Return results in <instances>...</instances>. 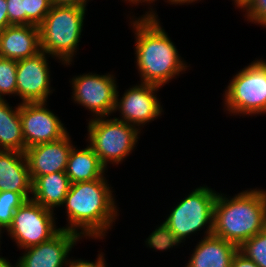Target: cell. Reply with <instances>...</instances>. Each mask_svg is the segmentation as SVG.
<instances>
[{
	"instance_id": "cell-1",
	"label": "cell",
	"mask_w": 266,
	"mask_h": 267,
	"mask_svg": "<svg viewBox=\"0 0 266 267\" xmlns=\"http://www.w3.org/2000/svg\"><path fill=\"white\" fill-rule=\"evenodd\" d=\"M112 188L105 175L71 184L62 205L66 207L68 223L60 228L76 232L83 238L103 240L119 216Z\"/></svg>"
},
{
	"instance_id": "cell-2",
	"label": "cell",
	"mask_w": 266,
	"mask_h": 267,
	"mask_svg": "<svg viewBox=\"0 0 266 267\" xmlns=\"http://www.w3.org/2000/svg\"><path fill=\"white\" fill-rule=\"evenodd\" d=\"M130 19L136 39L135 67L140 82L163 87L188 69L187 62L182 60L177 47L161 27L158 15L134 16Z\"/></svg>"
},
{
	"instance_id": "cell-3",
	"label": "cell",
	"mask_w": 266,
	"mask_h": 267,
	"mask_svg": "<svg viewBox=\"0 0 266 267\" xmlns=\"http://www.w3.org/2000/svg\"><path fill=\"white\" fill-rule=\"evenodd\" d=\"M218 192L208 186L193 189L170 211L163 223L146 238L145 245L156 251L177 247L205 227L204 237L213 234L214 205Z\"/></svg>"
},
{
	"instance_id": "cell-4",
	"label": "cell",
	"mask_w": 266,
	"mask_h": 267,
	"mask_svg": "<svg viewBox=\"0 0 266 267\" xmlns=\"http://www.w3.org/2000/svg\"><path fill=\"white\" fill-rule=\"evenodd\" d=\"M265 189L243 190L232 197L218 193L214 205L213 234L238 248L266 228Z\"/></svg>"
},
{
	"instance_id": "cell-5",
	"label": "cell",
	"mask_w": 266,
	"mask_h": 267,
	"mask_svg": "<svg viewBox=\"0 0 266 267\" xmlns=\"http://www.w3.org/2000/svg\"><path fill=\"white\" fill-rule=\"evenodd\" d=\"M87 8L52 5L38 26L40 49L65 66L72 64L82 31Z\"/></svg>"
},
{
	"instance_id": "cell-6",
	"label": "cell",
	"mask_w": 266,
	"mask_h": 267,
	"mask_svg": "<svg viewBox=\"0 0 266 267\" xmlns=\"http://www.w3.org/2000/svg\"><path fill=\"white\" fill-rule=\"evenodd\" d=\"M87 124V144L108 170V164H121L134 151L141 131L109 116L90 118Z\"/></svg>"
},
{
	"instance_id": "cell-7",
	"label": "cell",
	"mask_w": 266,
	"mask_h": 267,
	"mask_svg": "<svg viewBox=\"0 0 266 267\" xmlns=\"http://www.w3.org/2000/svg\"><path fill=\"white\" fill-rule=\"evenodd\" d=\"M229 81L222 96L223 110L231 116L266 114V73L255 60Z\"/></svg>"
},
{
	"instance_id": "cell-8",
	"label": "cell",
	"mask_w": 266,
	"mask_h": 267,
	"mask_svg": "<svg viewBox=\"0 0 266 267\" xmlns=\"http://www.w3.org/2000/svg\"><path fill=\"white\" fill-rule=\"evenodd\" d=\"M53 210L47 209L34 202L26 200L14 213L11 226L6 231L20 250L41 244L54 235L61 228L56 226Z\"/></svg>"
},
{
	"instance_id": "cell-9",
	"label": "cell",
	"mask_w": 266,
	"mask_h": 267,
	"mask_svg": "<svg viewBox=\"0 0 266 267\" xmlns=\"http://www.w3.org/2000/svg\"><path fill=\"white\" fill-rule=\"evenodd\" d=\"M74 103L91 111L92 118L111 116L115 108L117 79L111 73H84L70 79Z\"/></svg>"
},
{
	"instance_id": "cell-10",
	"label": "cell",
	"mask_w": 266,
	"mask_h": 267,
	"mask_svg": "<svg viewBox=\"0 0 266 267\" xmlns=\"http://www.w3.org/2000/svg\"><path fill=\"white\" fill-rule=\"evenodd\" d=\"M159 89L160 86L140 82L125 90L120 98L117 89L113 114L117 111L121 114L114 118L134 125L141 131L144 125L162 115L163 105L156 94Z\"/></svg>"
},
{
	"instance_id": "cell-11",
	"label": "cell",
	"mask_w": 266,
	"mask_h": 267,
	"mask_svg": "<svg viewBox=\"0 0 266 267\" xmlns=\"http://www.w3.org/2000/svg\"><path fill=\"white\" fill-rule=\"evenodd\" d=\"M46 106L47 102L20 103V119L26 148L59 140L68 133L60 118Z\"/></svg>"
},
{
	"instance_id": "cell-12",
	"label": "cell",
	"mask_w": 266,
	"mask_h": 267,
	"mask_svg": "<svg viewBox=\"0 0 266 267\" xmlns=\"http://www.w3.org/2000/svg\"><path fill=\"white\" fill-rule=\"evenodd\" d=\"M50 55L40 51L32 57L17 61V96L20 103L48 102L53 93L51 71L48 62Z\"/></svg>"
},
{
	"instance_id": "cell-13",
	"label": "cell",
	"mask_w": 266,
	"mask_h": 267,
	"mask_svg": "<svg viewBox=\"0 0 266 267\" xmlns=\"http://www.w3.org/2000/svg\"><path fill=\"white\" fill-rule=\"evenodd\" d=\"M83 238L76 232L61 229L51 239L25 248L19 257L21 267H66L70 252Z\"/></svg>"
},
{
	"instance_id": "cell-14",
	"label": "cell",
	"mask_w": 266,
	"mask_h": 267,
	"mask_svg": "<svg viewBox=\"0 0 266 267\" xmlns=\"http://www.w3.org/2000/svg\"><path fill=\"white\" fill-rule=\"evenodd\" d=\"M69 132L59 140L26 148L31 181L36 177L56 172H65L70 150L74 146Z\"/></svg>"
},
{
	"instance_id": "cell-15",
	"label": "cell",
	"mask_w": 266,
	"mask_h": 267,
	"mask_svg": "<svg viewBox=\"0 0 266 267\" xmlns=\"http://www.w3.org/2000/svg\"><path fill=\"white\" fill-rule=\"evenodd\" d=\"M39 28L35 25H10L0 32V56L21 60L39 53Z\"/></svg>"
},
{
	"instance_id": "cell-16",
	"label": "cell",
	"mask_w": 266,
	"mask_h": 267,
	"mask_svg": "<svg viewBox=\"0 0 266 267\" xmlns=\"http://www.w3.org/2000/svg\"><path fill=\"white\" fill-rule=\"evenodd\" d=\"M20 193L31 199L32 181L25 153L14 150H0V192Z\"/></svg>"
},
{
	"instance_id": "cell-17",
	"label": "cell",
	"mask_w": 266,
	"mask_h": 267,
	"mask_svg": "<svg viewBox=\"0 0 266 267\" xmlns=\"http://www.w3.org/2000/svg\"><path fill=\"white\" fill-rule=\"evenodd\" d=\"M239 248L214 234L199 240L185 267H231Z\"/></svg>"
},
{
	"instance_id": "cell-18",
	"label": "cell",
	"mask_w": 266,
	"mask_h": 267,
	"mask_svg": "<svg viewBox=\"0 0 266 267\" xmlns=\"http://www.w3.org/2000/svg\"><path fill=\"white\" fill-rule=\"evenodd\" d=\"M65 172H56L36 177L32 181L31 199L43 207L55 210L61 207L71 187Z\"/></svg>"
},
{
	"instance_id": "cell-19",
	"label": "cell",
	"mask_w": 266,
	"mask_h": 267,
	"mask_svg": "<svg viewBox=\"0 0 266 267\" xmlns=\"http://www.w3.org/2000/svg\"><path fill=\"white\" fill-rule=\"evenodd\" d=\"M70 150L65 173L72 184L102 178L107 170L100 162L96 153L86 145V148Z\"/></svg>"
},
{
	"instance_id": "cell-20",
	"label": "cell",
	"mask_w": 266,
	"mask_h": 267,
	"mask_svg": "<svg viewBox=\"0 0 266 267\" xmlns=\"http://www.w3.org/2000/svg\"><path fill=\"white\" fill-rule=\"evenodd\" d=\"M0 150L22 153L26 150L20 119V103L12 108L6 99H0Z\"/></svg>"
},
{
	"instance_id": "cell-21",
	"label": "cell",
	"mask_w": 266,
	"mask_h": 267,
	"mask_svg": "<svg viewBox=\"0 0 266 267\" xmlns=\"http://www.w3.org/2000/svg\"><path fill=\"white\" fill-rule=\"evenodd\" d=\"M17 60L0 56V99L5 100L6 95H17Z\"/></svg>"
},
{
	"instance_id": "cell-22",
	"label": "cell",
	"mask_w": 266,
	"mask_h": 267,
	"mask_svg": "<svg viewBox=\"0 0 266 267\" xmlns=\"http://www.w3.org/2000/svg\"><path fill=\"white\" fill-rule=\"evenodd\" d=\"M25 201L26 199L20 193L0 192V227L4 232L11 226L16 209Z\"/></svg>"
},
{
	"instance_id": "cell-23",
	"label": "cell",
	"mask_w": 266,
	"mask_h": 267,
	"mask_svg": "<svg viewBox=\"0 0 266 267\" xmlns=\"http://www.w3.org/2000/svg\"><path fill=\"white\" fill-rule=\"evenodd\" d=\"M239 251L260 267H266V228L245 241Z\"/></svg>"
},
{
	"instance_id": "cell-24",
	"label": "cell",
	"mask_w": 266,
	"mask_h": 267,
	"mask_svg": "<svg viewBox=\"0 0 266 267\" xmlns=\"http://www.w3.org/2000/svg\"><path fill=\"white\" fill-rule=\"evenodd\" d=\"M51 7L50 0H25V25L39 26Z\"/></svg>"
},
{
	"instance_id": "cell-25",
	"label": "cell",
	"mask_w": 266,
	"mask_h": 267,
	"mask_svg": "<svg viewBox=\"0 0 266 267\" xmlns=\"http://www.w3.org/2000/svg\"><path fill=\"white\" fill-rule=\"evenodd\" d=\"M243 12L247 21L266 28V0H252Z\"/></svg>"
},
{
	"instance_id": "cell-26",
	"label": "cell",
	"mask_w": 266,
	"mask_h": 267,
	"mask_svg": "<svg viewBox=\"0 0 266 267\" xmlns=\"http://www.w3.org/2000/svg\"><path fill=\"white\" fill-rule=\"evenodd\" d=\"M9 25H25V0H6Z\"/></svg>"
},
{
	"instance_id": "cell-27",
	"label": "cell",
	"mask_w": 266,
	"mask_h": 267,
	"mask_svg": "<svg viewBox=\"0 0 266 267\" xmlns=\"http://www.w3.org/2000/svg\"><path fill=\"white\" fill-rule=\"evenodd\" d=\"M106 254L104 253H98L97 255V259L92 262V261H88V260H83V259H72L69 257L68 262H67V266L66 267H106L107 263L105 260V256ZM108 267V266H107Z\"/></svg>"
},
{
	"instance_id": "cell-28",
	"label": "cell",
	"mask_w": 266,
	"mask_h": 267,
	"mask_svg": "<svg viewBox=\"0 0 266 267\" xmlns=\"http://www.w3.org/2000/svg\"><path fill=\"white\" fill-rule=\"evenodd\" d=\"M231 267H260V266L251 259L247 258L243 253H241L238 250L232 259Z\"/></svg>"
},
{
	"instance_id": "cell-29",
	"label": "cell",
	"mask_w": 266,
	"mask_h": 267,
	"mask_svg": "<svg viewBox=\"0 0 266 267\" xmlns=\"http://www.w3.org/2000/svg\"><path fill=\"white\" fill-rule=\"evenodd\" d=\"M52 5L56 6H76L87 8L89 0H50Z\"/></svg>"
},
{
	"instance_id": "cell-30",
	"label": "cell",
	"mask_w": 266,
	"mask_h": 267,
	"mask_svg": "<svg viewBox=\"0 0 266 267\" xmlns=\"http://www.w3.org/2000/svg\"><path fill=\"white\" fill-rule=\"evenodd\" d=\"M9 25L6 0H0V32Z\"/></svg>"
},
{
	"instance_id": "cell-31",
	"label": "cell",
	"mask_w": 266,
	"mask_h": 267,
	"mask_svg": "<svg viewBox=\"0 0 266 267\" xmlns=\"http://www.w3.org/2000/svg\"><path fill=\"white\" fill-rule=\"evenodd\" d=\"M122 1H124V3H126V2L129 3V5L132 4V6H134V5L138 6L140 3H141V5H143L142 3H146V5L148 4V6H150V7L148 8V11H146V13L143 15H157V13L154 11V8L150 5L153 2H156L157 0H122Z\"/></svg>"
},
{
	"instance_id": "cell-32",
	"label": "cell",
	"mask_w": 266,
	"mask_h": 267,
	"mask_svg": "<svg viewBox=\"0 0 266 267\" xmlns=\"http://www.w3.org/2000/svg\"><path fill=\"white\" fill-rule=\"evenodd\" d=\"M0 267H21L19 260L17 259L15 265L11 263V261H9V259L2 257L0 255Z\"/></svg>"
},
{
	"instance_id": "cell-33",
	"label": "cell",
	"mask_w": 266,
	"mask_h": 267,
	"mask_svg": "<svg viewBox=\"0 0 266 267\" xmlns=\"http://www.w3.org/2000/svg\"><path fill=\"white\" fill-rule=\"evenodd\" d=\"M235 8L237 7L240 8L241 10H244L250 3L252 0H232Z\"/></svg>"
},
{
	"instance_id": "cell-34",
	"label": "cell",
	"mask_w": 266,
	"mask_h": 267,
	"mask_svg": "<svg viewBox=\"0 0 266 267\" xmlns=\"http://www.w3.org/2000/svg\"><path fill=\"white\" fill-rule=\"evenodd\" d=\"M165 2L169 3V4H174V5H184L186 3V5L188 4H192V3H195L199 0H164ZM201 1V0H200Z\"/></svg>"
},
{
	"instance_id": "cell-35",
	"label": "cell",
	"mask_w": 266,
	"mask_h": 267,
	"mask_svg": "<svg viewBox=\"0 0 266 267\" xmlns=\"http://www.w3.org/2000/svg\"><path fill=\"white\" fill-rule=\"evenodd\" d=\"M263 69H264V71H265V73H266V60L264 59V60H262L261 58L260 59H256L255 60Z\"/></svg>"
},
{
	"instance_id": "cell-36",
	"label": "cell",
	"mask_w": 266,
	"mask_h": 267,
	"mask_svg": "<svg viewBox=\"0 0 266 267\" xmlns=\"http://www.w3.org/2000/svg\"><path fill=\"white\" fill-rule=\"evenodd\" d=\"M3 229L0 227V240L2 239L1 237H2V235L1 234H3L4 233V231H2ZM0 244H1V241H0ZM1 247V246H0ZM1 249V248H0ZM1 251V250H0Z\"/></svg>"
}]
</instances>
